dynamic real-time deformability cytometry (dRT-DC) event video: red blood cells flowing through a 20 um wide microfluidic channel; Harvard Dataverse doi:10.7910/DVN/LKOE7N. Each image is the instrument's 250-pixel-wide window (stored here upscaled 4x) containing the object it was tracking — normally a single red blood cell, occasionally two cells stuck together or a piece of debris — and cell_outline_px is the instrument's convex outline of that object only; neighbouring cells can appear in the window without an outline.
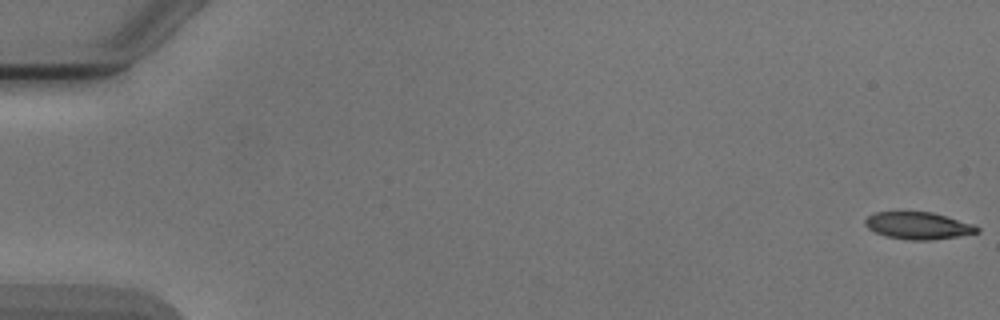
{"species": "Egyptian fruit bat (a non-hibernating species)", "species_latin": "Rousettus aegyptiacus", "temperature_condition": "cold", "stored_images_in_passage": 4, "camera_frame_rate_fps": 3000, "um_per_image_px": 0.085, "animal": {"sex": "male"}, "frame": {"image": 1, "passage_image": 1, "time_ms": 0.0, "image_size_px": [1000, 320], "cell_outline_px": [[980, 232], [960, 236], [932, 240], [904, 240], [888, 236], [876, 232], [868, 228], [864, 224], [864, 220], [868, 216], [876, 212], [932, 212], [976, 224], [980, 228]], "centroid_in_image_um": [78.1, 19.18], "position_along_channel_um": 6.9, "area_um2": 17.86}}